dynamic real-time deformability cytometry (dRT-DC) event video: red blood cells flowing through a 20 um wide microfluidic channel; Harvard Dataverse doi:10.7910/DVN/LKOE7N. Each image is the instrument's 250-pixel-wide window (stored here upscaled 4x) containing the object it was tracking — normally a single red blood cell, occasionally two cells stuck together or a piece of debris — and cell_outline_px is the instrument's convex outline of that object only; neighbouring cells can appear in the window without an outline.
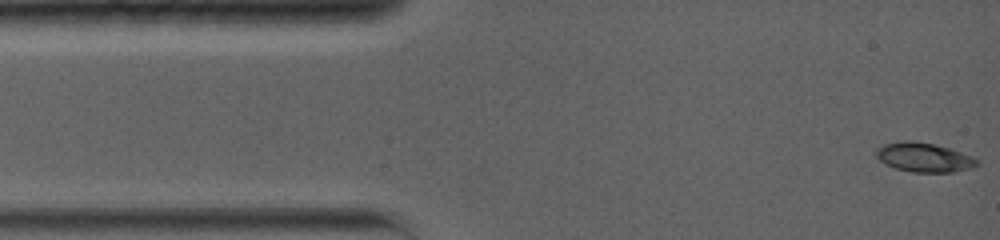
{"species": "common noctule bat (a hibernating species)", "species_latin": "Nyctalus noctula", "temperature_condition": "warm", "stored_images_in_passage": 56, "camera_frame_rate_fps": 5000, "um_per_image_px": 0.085, "animal": {"sex": "female", "body_mass_g": 19.0, "forearm_length_mm": 56.7}, "frame": {"image": 1, "passage_image": 1, "time_ms": 0.0, "image_size_px": [1000, 240], "cell_outline_px": [[980, 164], [972, 168], [952, 172], [912, 172], [896, 168], [884, 164], [876, 156], [876, 148], [884, 144], [904, 140], [912, 140], [932, 144], [948, 148], [972, 156]], "centroid_in_image_um": [78.52, 13.38], "position_along_channel_um": 6.5, "area_um2": 17.11}}
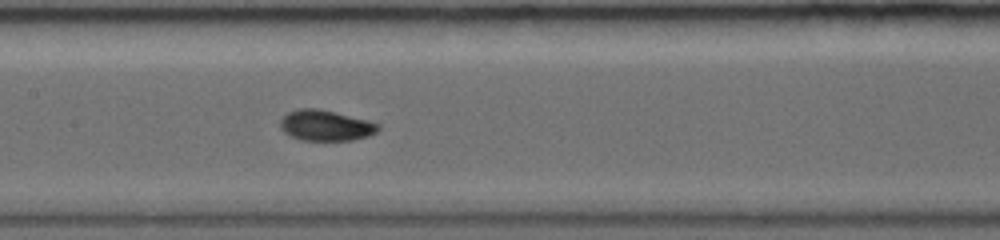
{"frame": {"image": 2, "passage_image": 25, "time_ms": 6.6, "image_size_px": [1000, 240], "cell_outline_px": [[380, 128], [376, 132], [368, 136], [352, 140], [300, 140], [284, 132], [280, 128], [280, 120], [288, 112], [300, 108], [316, 108], [368, 120], [380, 124]], "centroid_in_image_um": [27.68, 10.66], "position_along_channel_um": 179.7, "area_um2": 17.4}}
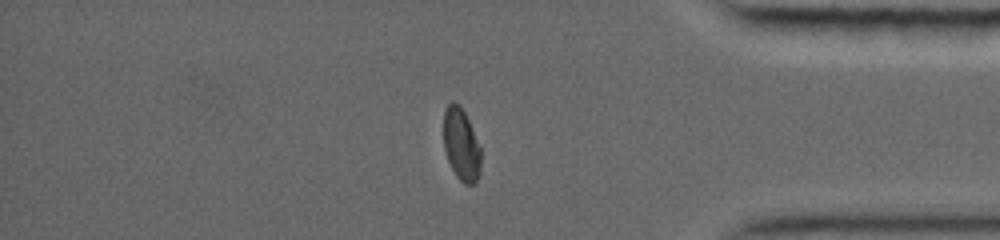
{"frame": {"image": 3, "passage_image": 48, "time_ms": 12.8, "image_size_px": [1000, 240], "cell_outline_px": [[480, 176], [472, 184], [464, 184], [456, 176], [448, 160], [444, 148], [444, 112], [448, 104], [452, 100], [460, 104], [468, 120], [480, 148]], "centroid_in_image_um": [39.2, 12.28], "position_along_channel_um": 396.0, "area_um2": 15.55}, "authors_computed_cell_mechanics": {"area_um2": 17.0799, "velocity_mm_per_s": 3.8057, "shape_relaxation_time_tau1_ms": 4.3645, "shape_relaxation_time_tau2_ms": null, "deformation_change_tau1": 0.1723, "deformation_change_tau2": null}}